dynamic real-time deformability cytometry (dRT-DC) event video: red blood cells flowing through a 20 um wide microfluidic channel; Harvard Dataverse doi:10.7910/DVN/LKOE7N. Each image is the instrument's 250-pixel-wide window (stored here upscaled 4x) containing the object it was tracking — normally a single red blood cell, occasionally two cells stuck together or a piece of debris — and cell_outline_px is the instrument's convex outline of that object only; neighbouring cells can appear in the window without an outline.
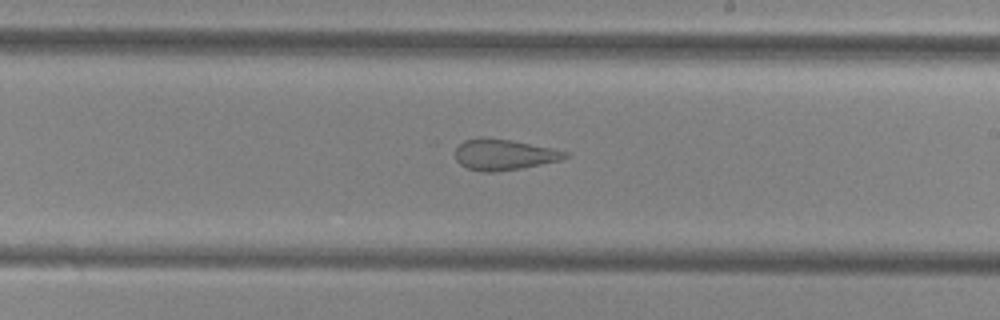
{"species": "common noctule bat (a hibernating species)", "species_latin": "Nyctalus noctula", "temperature_condition": "cold", "stored_images_in_passage": 44, "camera_frame_rate_fps": 3000, "um_per_image_px": 0.085, "animal": {"sex": "female", "body_mass_g": 29.2, "forearm_length_mm": 56.3}, "frame": {"image": 1, "passage_image": 32, "time_ms": 10.333, "image_size_px": [1000, 320], "cell_outline_px": [[572, 156], [560, 160], [520, 168], [492, 172], [480, 172], [468, 168], [460, 164], [456, 160], [456, 148], [464, 140], [480, 136], [484, 136], [508, 140], [552, 148], [568, 152]], "centroid_in_image_um": [42.82, 13.13], "position_along_channel_um": 246.2, "area_um2": 19.71}}